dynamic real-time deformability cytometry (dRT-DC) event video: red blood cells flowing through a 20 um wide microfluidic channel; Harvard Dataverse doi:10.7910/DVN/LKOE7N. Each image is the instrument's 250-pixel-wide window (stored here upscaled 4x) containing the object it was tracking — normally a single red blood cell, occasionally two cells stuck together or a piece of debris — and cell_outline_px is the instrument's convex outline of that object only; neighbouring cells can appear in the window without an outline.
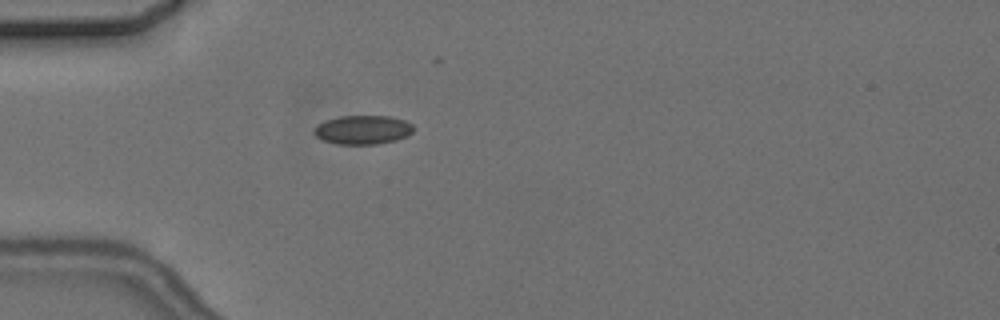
{"species": "common noctule bat (a hibernating species)", "species_latin": "Nyctalus noctula", "temperature_condition": "cold", "stored_images_in_passage": 3, "camera_frame_rate_fps": 3000, "um_per_image_px": 0.085, "animal": {"sex": "female", "body_mass_g": 24.6, "forearm_length_mm": 56.2}, "frame": {"image": 1, "passage_image": 3, "time_ms": 2.0, "image_size_px": [1000, 320], "cell_outline_px": [[412, 132], [408, 136], [396, 140], [376, 144], [336, 144], [324, 140], [316, 136], [312, 132], [324, 120], [340, 116], [388, 116], [404, 120], [412, 124]], "centroid_in_image_um": [30.84, 11.03], "position_along_channel_um": 54.2, "area_um2": 16.65}}